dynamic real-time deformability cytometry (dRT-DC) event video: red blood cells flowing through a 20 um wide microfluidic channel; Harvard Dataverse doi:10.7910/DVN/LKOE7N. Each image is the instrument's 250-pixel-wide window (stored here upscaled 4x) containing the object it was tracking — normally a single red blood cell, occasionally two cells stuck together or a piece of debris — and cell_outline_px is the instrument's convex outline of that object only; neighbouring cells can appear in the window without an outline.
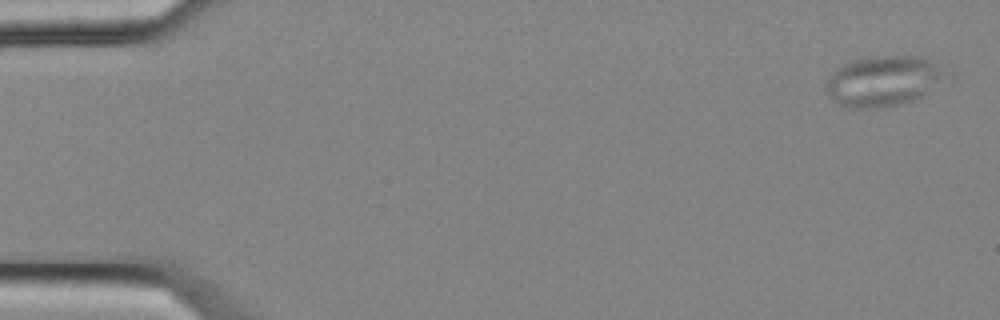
{"species": "common noctule bat (a hibernating species)", "species_latin": "Nyctalus noctula", "temperature_condition": "cold", "stored_images_in_passage": 4, "camera_frame_rate_fps": 3000, "um_per_image_px": 0.085, "animal": {"sex": "female", "body_mass_g": 25.1}, "frame": {"image": 1, "passage_image": 1, "time_ms": 0.0, "image_size_px": [1000, 320], "cell_outline_px": [[952, 76], [920, 96], [912, 100], [900, 104], [884, 108], [852, 108], [840, 104], [828, 96], [824, 88], [824, 80], [832, 72], [844, 64], [856, 60], [884, 56], [920, 56], [948, 64], [952, 72]], "centroid_in_image_um": [75.2, 6.87], "position_along_channel_um": 9.8, "area_um2": 36.07}}